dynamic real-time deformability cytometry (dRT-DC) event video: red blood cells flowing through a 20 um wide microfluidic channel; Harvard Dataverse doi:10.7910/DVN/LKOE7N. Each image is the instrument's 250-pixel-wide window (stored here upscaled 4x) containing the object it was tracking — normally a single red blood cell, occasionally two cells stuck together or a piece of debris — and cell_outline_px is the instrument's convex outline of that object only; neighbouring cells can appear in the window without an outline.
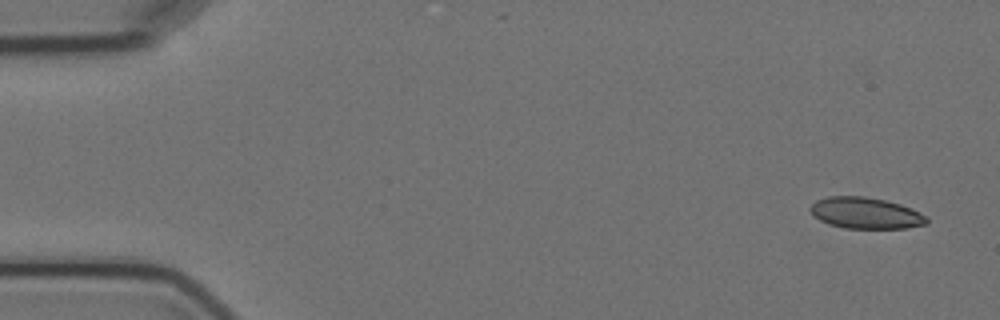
{"species": "Egyptian fruit bat (a non-hibernating species)", "species_latin": "Rousettus aegyptiacus", "temperature_condition": "cold", "stored_images_in_passage": 3, "camera_frame_rate_fps": 3000, "um_per_image_px": 0.085, "animal": {"sex": "female"}, "frame": {"image": 1, "passage_image": 1, "time_ms": 0.0, "image_size_px": [1000, 320], "cell_outline_px": [[928, 224], [904, 228], [844, 228], [828, 224], [812, 216], [808, 208], [816, 200], [828, 196], [864, 196], [884, 200], [900, 204], [912, 208], [924, 216], [928, 220]], "centroid_in_image_um": [73.53, 18.11], "position_along_channel_um": 11.5, "area_um2": 21.27}}